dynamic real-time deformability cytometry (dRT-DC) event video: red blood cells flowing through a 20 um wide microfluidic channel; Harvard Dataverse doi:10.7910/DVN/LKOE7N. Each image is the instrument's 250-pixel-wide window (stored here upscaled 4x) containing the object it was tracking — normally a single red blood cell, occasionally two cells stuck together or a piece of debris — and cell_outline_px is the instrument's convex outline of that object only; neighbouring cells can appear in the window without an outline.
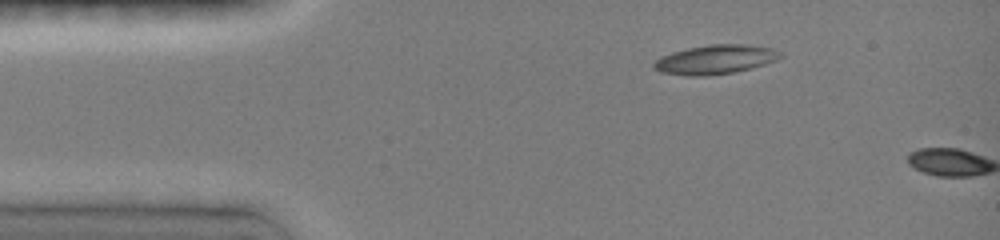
{"species": "common noctule bat (a hibernating species)", "species_latin": "Nyctalus noctula", "temperature_condition": "room temperature", "stored_images_in_passage": 2, "camera_frame_rate_fps": 3000, "um_per_image_px": 0.085, "animal": {"sex": "female", "body_mass_g": 19.0, "forearm_length_mm": 51.5}, "frame": {"image": 1, "passage_image": 1, "time_ms": 0.0, "image_size_px": [1000, 240], "cell_outline_px": [[784, 56], [776, 60], [752, 68], [736, 72], [708, 76], [688, 76], [660, 72], [652, 68], [652, 64], [660, 56], [672, 52], [688, 48], [708, 44], [744, 44], [772, 48], [780, 52]], "centroid_in_image_um": [60.78, 5.06], "position_along_channel_um": 24.2, "area_um2": 21.73}}